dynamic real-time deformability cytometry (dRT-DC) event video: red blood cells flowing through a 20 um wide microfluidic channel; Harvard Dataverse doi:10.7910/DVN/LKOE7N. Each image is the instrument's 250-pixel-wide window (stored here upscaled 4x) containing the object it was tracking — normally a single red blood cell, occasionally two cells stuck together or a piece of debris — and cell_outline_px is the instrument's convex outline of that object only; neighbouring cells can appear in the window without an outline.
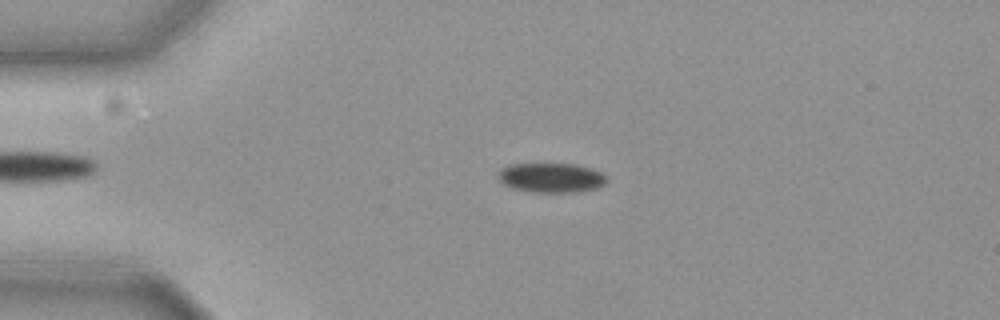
{"species": "common noctule bat (a hibernating species)", "species_latin": "Nyctalus noctula", "temperature_condition": "cold", "stored_images_in_passage": 57, "camera_frame_rate_fps": 3000, "um_per_image_px": 0.085, "animal": {"sex": "female", "body_mass_g": 19.3, "forearm_length_mm": 54.1}, "frame": {"image": 1, "passage_image": 13, "time_ms": 4.0, "image_size_px": [1000, 320], "cell_outline_px": [[608, 180], [604, 184], [596, 188], [580, 192], [532, 192], [512, 188], [504, 184], [500, 180], [500, 172], [508, 164], [576, 164], [592, 168], [608, 176]], "centroid_in_image_um": [46.92, 15.11], "position_along_channel_um": 38.1, "area_um2": 18.67}}
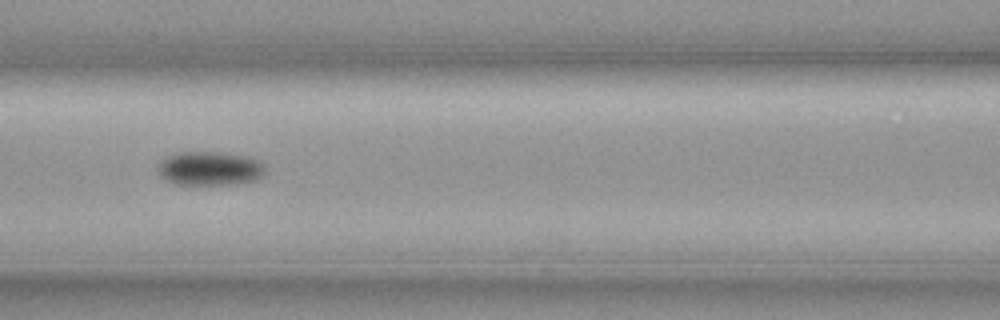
{"frame": {"image": 2, "passage_image": 25, "time_ms": 8.0, "image_size_px": [1000, 320], "cell_outline_px": [[268, 172], [256, 180], [236, 184], [176, 184], [164, 180], [160, 176], [160, 164], [164, 160], [172, 156], [184, 152], [212, 152], [248, 156], [264, 164]], "centroid_in_image_um": [17.93, 14.34], "position_along_channel_um": 148.7, "area_um2": 20.92}}
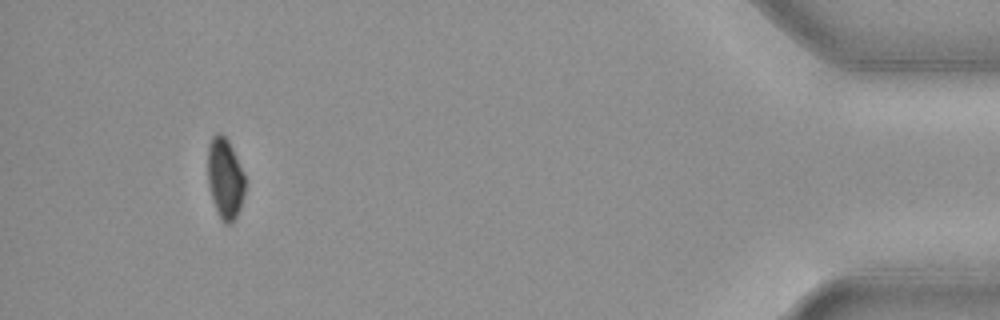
{"frame": {"image": 3, "passage_image": 53, "time_ms": 17.333, "image_size_px": [1000, 320], "cell_outline_px": [[244, 192], [240, 208], [236, 216], [228, 224], [224, 224], [216, 208], [208, 184], [208, 148], [212, 136], [216, 132], [220, 132], [228, 140], [244, 172]], "centroid_in_image_um": [19.12, 15.12], "position_along_channel_um": 416.1, "area_um2": 17.22}}